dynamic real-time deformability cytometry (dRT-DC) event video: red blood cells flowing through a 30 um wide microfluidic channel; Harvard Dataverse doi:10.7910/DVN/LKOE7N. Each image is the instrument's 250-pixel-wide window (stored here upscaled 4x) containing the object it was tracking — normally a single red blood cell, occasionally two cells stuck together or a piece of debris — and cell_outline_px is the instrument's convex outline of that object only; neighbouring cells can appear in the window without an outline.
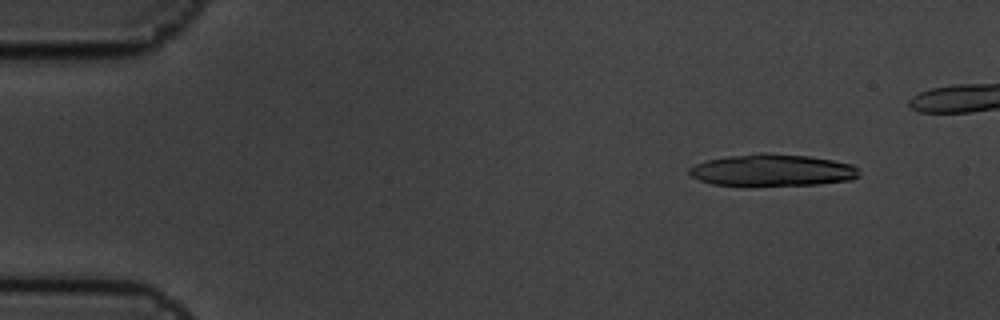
{"species": "common noctule bat (a hibernating species)", "species_latin": "Nyctalus noctula", "temperature_condition": "cold", "stored_images_in_passage": 6, "camera_frame_rate_fps": 3000, "um_per_image_px": 0.085, "animal": {"sex": "male", "body_mass_g": 19.5, "forearm_length_mm": 54.6}, "frame": {"image": 1, "passage_image": 2, "time_ms": 0.333, "image_size_px": [1000, 320], "cell_outline_px": [[860, 176], [852, 180], [820, 184], [712, 184], [700, 180], [692, 176], [688, 172], [688, 168], [704, 160], [728, 156], [760, 152], [768, 152], [808, 156], [832, 160], [852, 164], [856, 168]], "centroid_in_image_um": [65.65, 14.44], "position_along_channel_um": 19.3, "area_um2": 31.21}}